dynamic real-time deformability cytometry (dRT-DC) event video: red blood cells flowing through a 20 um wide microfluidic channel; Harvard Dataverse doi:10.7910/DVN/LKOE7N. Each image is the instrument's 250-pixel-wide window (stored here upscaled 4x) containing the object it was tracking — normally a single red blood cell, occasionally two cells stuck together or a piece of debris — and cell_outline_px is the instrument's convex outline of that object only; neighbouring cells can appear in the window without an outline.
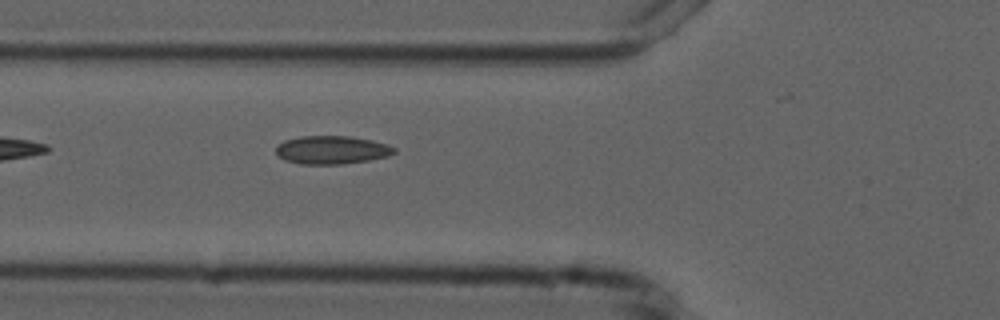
{"species": "common noctule bat (a hibernating species)", "species_latin": "Nyctalus noctula", "temperature_condition": "cold", "stored_images_in_passage": 3, "camera_frame_rate_fps": 3000, "um_per_image_px": 0.085, "animal": {"sex": "male", "forearm_length_mm": 52.5}, "frame": {"image": 1, "passage_image": 3, "time_ms": 3.333, "image_size_px": [1000, 320], "cell_outline_px": [[396, 152], [388, 156], [368, 160], [344, 164], [300, 164], [284, 160], [276, 152], [276, 144], [284, 140], [300, 136], [348, 136], [372, 140], [388, 144], [396, 148]], "centroid_in_image_um": [28.19, 12.74], "position_along_channel_um": 97.6, "area_um2": 19.59}}